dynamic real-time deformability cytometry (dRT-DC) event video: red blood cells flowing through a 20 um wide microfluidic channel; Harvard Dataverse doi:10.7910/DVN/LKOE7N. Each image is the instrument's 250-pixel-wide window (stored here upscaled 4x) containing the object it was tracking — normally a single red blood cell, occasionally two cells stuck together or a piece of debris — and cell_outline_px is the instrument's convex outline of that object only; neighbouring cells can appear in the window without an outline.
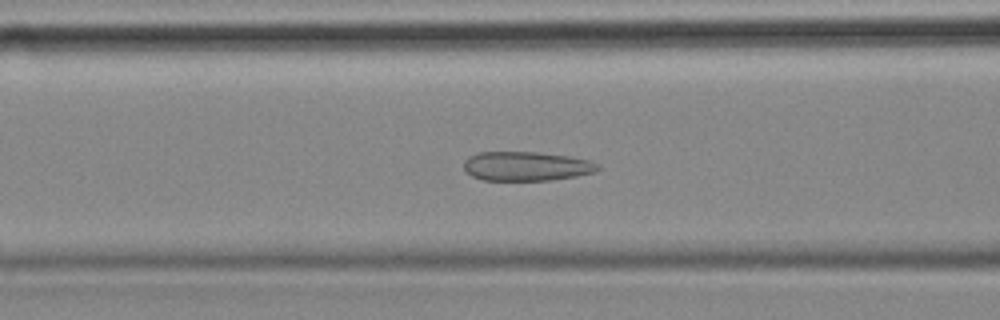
{"species": "common noctule bat (a hibernating species)", "species_latin": "Nyctalus noctula", "temperature_condition": "cold", "stored_images_in_passage": 46, "camera_frame_rate_fps": 3000, "um_per_image_px": 0.085, "animal": {"sex": "female", "body_mass_g": 18.4}, "frame": {"image": 1, "passage_image": 12, "time_ms": 3.667, "image_size_px": [1000, 320], "cell_outline_px": [[600, 168], [596, 172], [576, 176], [548, 180], [484, 180], [472, 176], [464, 168], [464, 160], [468, 156], [476, 152], [540, 152], [568, 156], [588, 160], [600, 164]], "centroid_in_image_um": [44.74, 14.12], "position_along_channel_um": 121.9, "area_um2": 22.89}}
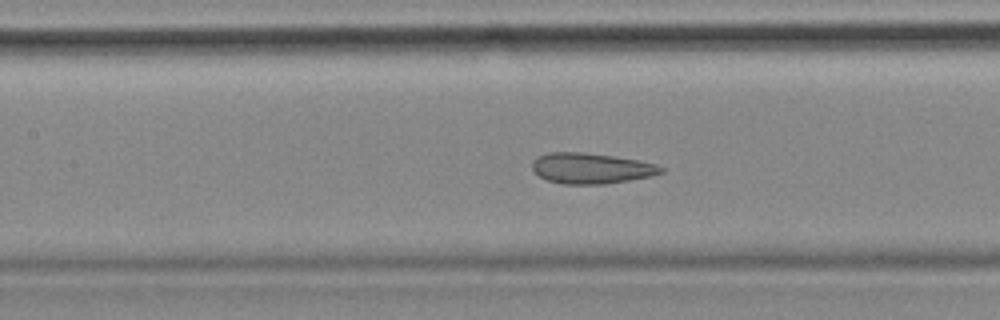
{"frame": {"image": 2, "passage_image": 15, "time_ms": 4.667, "image_size_px": [1000, 320], "cell_outline_px": [[664, 172], [652, 176], [604, 184], [560, 184], [548, 180], [540, 176], [532, 168], [532, 160], [548, 152], [584, 152], [612, 156], [636, 160], [656, 164], [664, 168]], "centroid_in_image_um": [50.24, 14.31], "position_along_channel_um": 157.2, "area_um2": 22.89}}
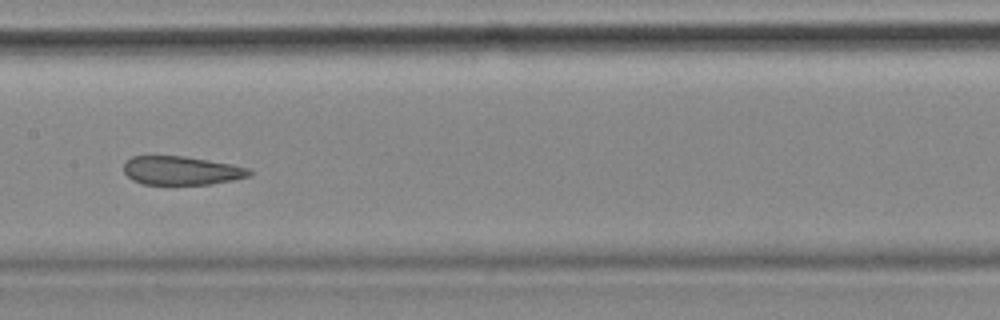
{"frame": {"image": 3, "passage_image": 18, "time_ms": 5.667, "image_size_px": [1000, 320], "cell_outline_px": [[252, 172], [248, 176], [232, 180], [212, 184], [144, 184], [132, 180], [124, 172], [124, 160], [132, 156], [184, 156], [232, 164], [248, 168]], "centroid_in_image_um": [15.39, 14.49], "position_along_channel_um": 192.0, "area_um2": 20.92}, "authors_computed_cell_mechanics": {"area_um2": 23.5246, "velocity_mm_per_s": 3.514, "shape_relaxation_time_tau1_ms": null, "shape_relaxation_time_tau2_ms": 1.748, "deformation_change_tau1": null, "deformation_change_tau2": 0.0812}}